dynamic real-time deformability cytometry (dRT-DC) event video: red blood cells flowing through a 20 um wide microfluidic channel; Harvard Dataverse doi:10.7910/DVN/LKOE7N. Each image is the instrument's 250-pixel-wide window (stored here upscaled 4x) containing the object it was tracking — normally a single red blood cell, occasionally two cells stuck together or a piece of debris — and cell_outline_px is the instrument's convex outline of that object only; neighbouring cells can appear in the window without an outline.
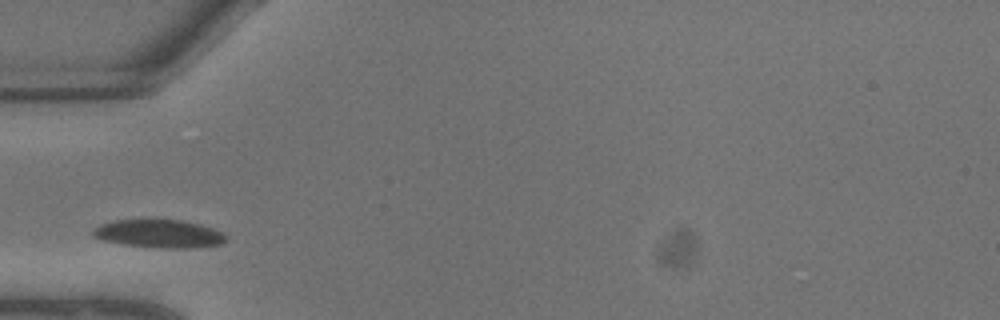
{"species": "common noctule bat (a hibernating species)", "species_latin": "Nyctalus noctula", "temperature_condition": "warm", "stored_images_in_passage": 7, "camera_frame_rate_fps": 3000, "um_per_image_px": 0.085, "animal": {"sex": "male", "body_mass_g": 13.3}, "frame": {"image": 1, "passage_image": 2, "time_ms": 0.333, "image_size_px": [1000, 320], "cell_outline_px": [[228, 240], [220, 244], [196, 248], [156, 248], [124, 244], [104, 240], [92, 236], [92, 228], [100, 224], [112, 220], [180, 220], [200, 224], [212, 228], [228, 236]], "centroid_in_image_um": [13.52, 19.87], "position_along_channel_um": 71.5, "area_um2": 21.91}}
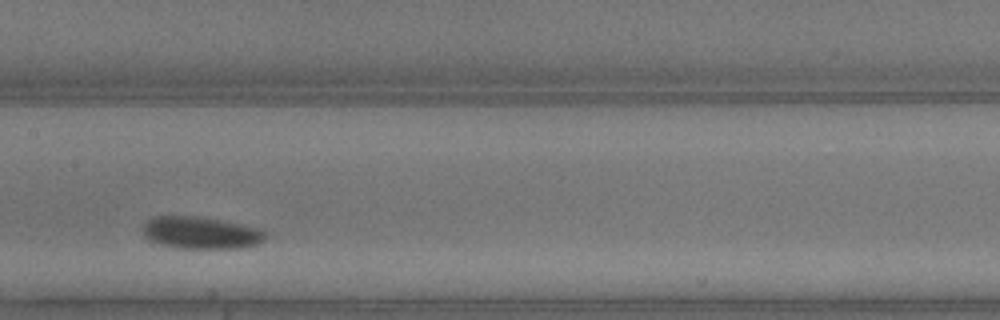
{"frame": {"image": 2, "passage_image": 6, "time_ms": 1.667, "image_size_px": [1000, 320], "cell_outline_px": [[268, 236], [260, 244], [244, 248], [176, 248], [160, 244], [148, 240], [144, 236], [144, 224], [148, 220], [156, 216], [192, 216], [220, 220], [244, 224], [264, 228], [268, 232]], "centroid_in_image_um": [17.17, 19.8], "position_along_channel_um": 190.2, "area_um2": 23.35}}